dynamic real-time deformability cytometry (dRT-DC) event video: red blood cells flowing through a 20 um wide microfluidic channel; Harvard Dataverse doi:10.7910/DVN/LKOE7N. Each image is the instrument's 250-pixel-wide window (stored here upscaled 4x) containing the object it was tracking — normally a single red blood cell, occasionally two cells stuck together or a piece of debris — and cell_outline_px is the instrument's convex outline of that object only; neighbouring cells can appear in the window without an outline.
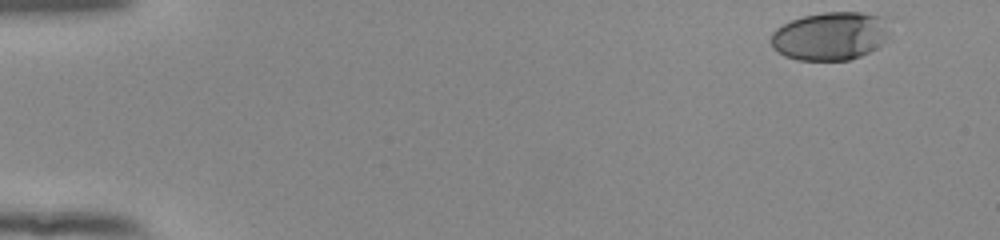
{"species": "human", "species_latin": "Homo sapiens", "temperature_condition": "room temperature", "stored_images_in_passage": 51, "camera_frame_rate_fps": 3000, "um_per_image_px": 0.085, "donor": {"sex": "female"}, "frame": {"image": 1, "passage_image": 1, "time_ms": 0.0, "image_size_px": [1000, 240], "cell_outline_px": [[888, 36], [876, 48], [860, 56], [848, 60], [796, 60], [784, 56], [776, 52], [772, 48], [772, 32], [776, 28], [792, 20], [804, 16], [824, 12], [860, 12], [880, 16], [888, 32]], "centroid_in_image_um": [70.51, 3.08], "position_along_channel_um": 14.5, "area_um2": 33.06}}
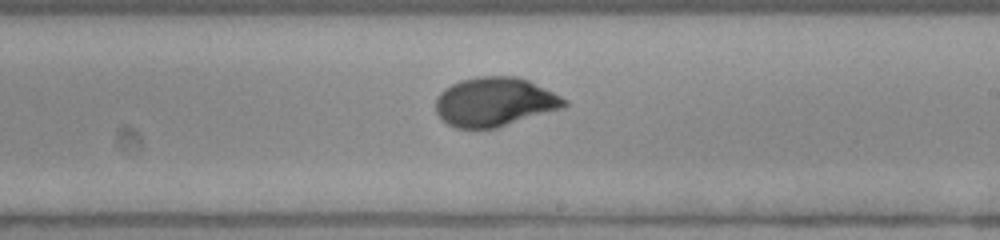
{"frame": {"image": 2, "passage_image": 30, "time_ms": 9.667, "image_size_px": [1000, 240], "cell_outline_px": [[568, 104], [564, 108], [496, 128], [456, 128], [440, 120], [436, 112], [436, 96], [444, 88], [460, 80], [476, 76], [516, 76], [528, 80], [568, 100]], "centroid_in_image_um": [42.02, 8.66], "position_along_channel_um": 247.0, "area_um2": 36.93}}
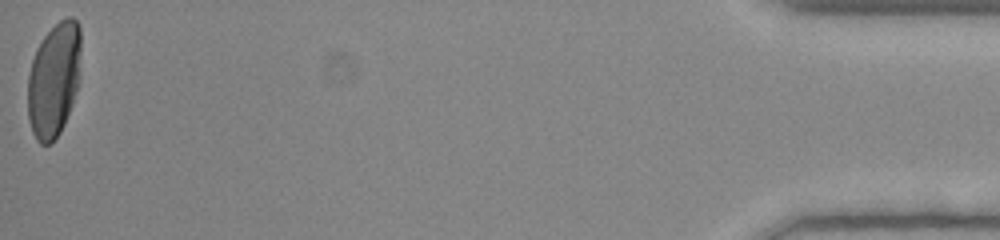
{"frame": {"image": 3, "passage_image": 51, "time_ms": 16.667, "image_size_px": [1000, 240], "cell_outline_px": [[80, 76], [72, 104], [64, 124], [60, 132], [48, 144], [40, 144], [36, 140], [32, 132], [28, 120], [28, 76], [32, 60], [36, 48], [44, 36], [60, 20], [68, 16], [72, 16], [76, 20], [80, 28]], "centroid_in_image_um": [4.58, 6.77], "position_along_channel_um": 430.6, "area_um2": 35.55}, "authors_computed_cell_mechanics": {"area_um2": 35.547, "velocity_mm_per_s": 3.888, "shape_relaxation_time_tau1_ms": 3.5175, "shape_relaxation_time_tau2_ms": null, "deformation_change_tau1": 0.1863, "deformation_change_tau2": null}}